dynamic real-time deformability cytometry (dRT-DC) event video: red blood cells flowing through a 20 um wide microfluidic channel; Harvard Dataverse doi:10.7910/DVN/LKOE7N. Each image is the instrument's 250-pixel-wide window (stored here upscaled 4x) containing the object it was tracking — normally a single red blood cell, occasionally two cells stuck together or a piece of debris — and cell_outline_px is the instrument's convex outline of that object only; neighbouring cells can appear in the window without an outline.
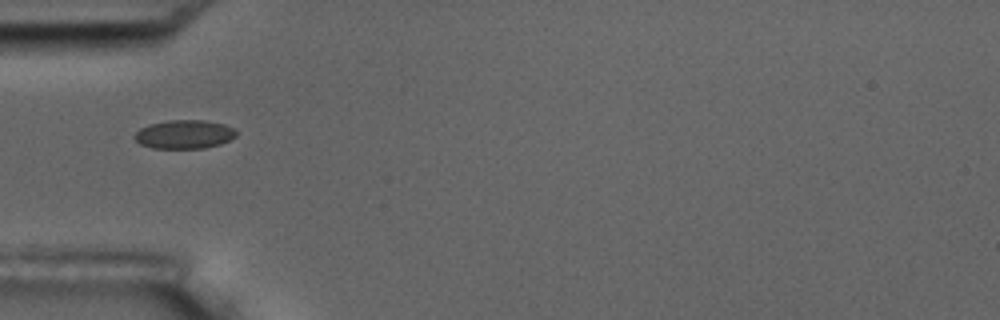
{"species": "common noctule bat (a hibernating species)", "species_latin": "Nyctalus noctula", "temperature_condition": "room temperature", "stored_images_in_passage": 2, "camera_frame_rate_fps": 3000, "um_per_image_px": 0.085, "animal": {"sex": "male", "body_mass_g": 17.5, "forearm_length_mm": 52.3}, "frame": {"image": 1, "passage_image": 1, "time_ms": 0.0, "image_size_px": [1000, 320], "cell_outline_px": [[236, 136], [220, 144], [204, 148], [152, 148], [140, 144], [132, 136], [140, 128], [148, 124], [168, 120], [204, 120], [224, 124], [232, 128], [236, 132]], "centroid_in_image_um": [15.62, 11.41], "position_along_channel_um": 69.4, "area_um2": 16.99}}